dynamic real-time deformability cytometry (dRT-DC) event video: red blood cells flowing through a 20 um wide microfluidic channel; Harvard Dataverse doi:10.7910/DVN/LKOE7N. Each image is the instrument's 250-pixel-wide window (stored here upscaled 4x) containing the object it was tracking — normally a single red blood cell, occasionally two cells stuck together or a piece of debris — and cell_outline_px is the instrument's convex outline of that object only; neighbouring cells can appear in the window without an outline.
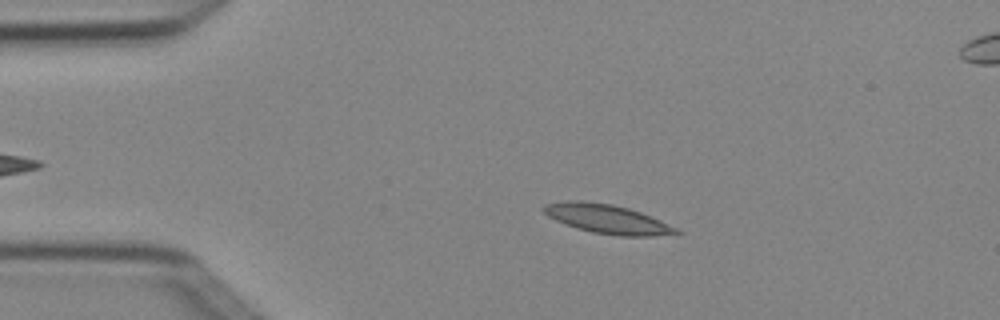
{"species": "Egyptian fruit bat (a non-hibernating species)", "species_latin": "Rousettus aegyptiacus", "temperature_condition": "cold", "stored_images_in_passage": 3, "camera_frame_rate_fps": 3000, "um_per_image_px": 0.085, "animal": {"sex": "female"}, "frame": {"image": 1, "passage_image": 1, "time_ms": 0.0, "image_size_px": [1000, 320], "cell_outline_px": [[684, 232], [652, 236], [620, 236], [592, 232], [576, 228], [556, 220], [548, 216], [540, 208], [544, 204], [568, 200], [576, 200], [612, 204], [628, 208], [640, 212], [660, 220]], "centroid_in_image_um": [51.58, 18.61], "position_along_channel_um": 33.4, "area_um2": 22.31}}